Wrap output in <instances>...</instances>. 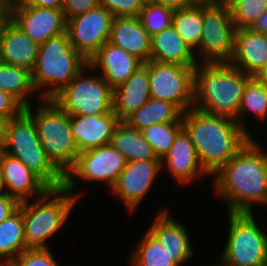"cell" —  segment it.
Masks as SVG:
<instances>
[{
    "label": "cell",
    "instance_id": "cell-45",
    "mask_svg": "<svg viewBox=\"0 0 267 266\" xmlns=\"http://www.w3.org/2000/svg\"><path fill=\"white\" fill-rule=\"evenodd\" d=\"M253 77L267 83V59L265 60L262 68Z\"/></svg>",
    "mask_w": 267,
    "mask_h": 266
},
{
    "label": "cell",
    "instance_id": "cell-8",
    "mask_svg": "<svg viewBox=\"0 0 267 266\" xmlns=\"http://www.w3.org/2000/svg\"><path fill=\"white\" fill-rule=\"evenodd\" d=\"M229 226L221 266H267V233L253 213L227 214Z\"/></svg>",
    "mask_w": 267,
    "mask_h": 266
},
{
    "label": "cell",
    "instance_id": "cell-1",
    "mask_svg": "<svg viewBox=\"0 0 267 266\" xmlns=\"http://www.w3.org/2000/svg\"><path fill=\"white\" fill-rule=\"evenodd\" d=\"M251 138L214 175V191L227 213H253L252 204L267 205V153Z\"/></svg>",
    "mask_w": 267,
    "mask_h": 266
},
{
    "label": "cell",
    "instance_id": "cell-48",
    "mask_svg": "<svg viewBox=\"0 0 267 266\" xmlns=\"http://www.w3.org/2000/svg\"><path fill=\"white\" fill-rule=\"evenodd\" d=\"M4 191V185H3V180H2V173H1V169H0V195L5 194Z\"/></svg>",
    "mask_w": 267,
    "mask_h": 266
},
{
    "label": "cell",
    "instance_id": "cell-25",
    "mask_svg": "<svg viewBox=\"0 0 267 266\" xmlns=\"http://www.w3.org/2000/svg\"><path fill=\"white\" fill-rule=\"evenodd\" d=\"M150 60L186 67H196L198 64L195 53L173 25L151 36Z\"/></svg>",
    "mask_w": 267,
    "mask_h": 266
},
{
    "label": "cell",
    "instance_id": "cell-11",
    "mask_svg": "<svg viewBox=\"0 0 267 266\" xmlns=\"http://www.w3.org/2000/svg\"><path fill=\"white\" fill-rule=\"evenodd\" d=\"M143 66L148 70L151 97L169 101L183 113L193 108L195 67L152 60Z\"/></svg>",
    "mask_w": 267,
    "mask_h": 266
},
{
    "label": "cell",
    "instance_id": "cell-21",
    "mask_svg": "<svg viewBox=\"0 0 267 266\" xmlns=\"http://www.w3.org/2000/svg\"><path fill=\"white\" fill-rule=\"evenodd\" d=\"M267 59V41L261 32L251 28L236 29L230 64L254 76Z\"/></svg>",
    "mask_w": 267,
    "mask_h": 266
},
{
    "label": "cell",
    "instance_id": "cell-17",
    "mask_svg": "<svg viewBox=\"0 0 267 266\" xmlns=\"http://www.w3.org/2000/svg\"><path fill=\"white\" fill-rule=\"evenodd\" d=\"M0 169L4 192L20 203L42 196L49 187L19 159L1 150Z\"/></svg>",
    "mask_w": 267,
    "mask_h": 266
},
{
    "label": "cell",
    "instance_id": "cell-31",
    "mask_svg": "<svg viewBox=\"0 0 267 266\" xmlns=\"http://www.w3.org/2000/svg\"><path fill=\"white\" fill-rule=\"evenodd\" d=\"M250 112L258 119L267 118V83L253 76L247 81L244 88L237 117V123L251 136L241 118Z\"/></svg>",
    "mask_w": 267,
    "mask_h": 266
},
{
    "label": "cell",
    "instance_id": "cell-7",
    "mask_svg": "<svg viewBox=\"0 0 267 266\" xmlns=\"http://www.w3.org/2000/svg\"><path fill=\"white\" fill-rule=\"evenodd\" d=\"M42 101L35 112L31 105L24 107V111L33 119L47 158L66 176L74 167L79 154L72 136L70 115L52 99Z\"/></svg>",
    "mask_w": 267,
    "mask_h": 266
},
{
    "label": "cell",
    "instance_id": "cell-42",
    "mask_svg": "<svg viewBox=\"0 0 267 266\" xmlns=\"http://www.w3.org/2000/svg\"><path fill=\"white\" fill-rule=\"evenodd\" d=\"M12 6L13 2L10 0H0V34L12 21Z\"/></svg>",
    "mask_w": 267,
    "mask_h": 266
},
{
    "label": "cell",
    "instance_id": "cell-26",
    "mask_svg": "<svg viewBox=\"0 0 267 266\" xmlns=\"http://www.w3.org/2000/svg\"><path fill=\"white\" fill-rule=\"evenodd\" d=\"M109 144L118 150L127 162L160 160L142 132L129 127L124 121H120L116 126Z\"/></svg>",
    "mask_w": 267,
    "mask_h": 266
},
{
    "label": "cell",
    "instance_id": "cell-51",
    "mask_svg": "<svg viewBox=\"0 0 267 266\" xmlns=\"http://www.w3.org/2000/svg\"><path fill=\"white\" fill-rule=\"evenodd\" d=\"M10 1L14 3V2H17V1H19V0H10Z\"/></svg>",
    "mask_w": 267,
    "mask_h": 266
},
{
    "label": "cell",
    "instance_id": "cell-5",
    "mask_svg": "<svg viewBox=\"0 0 267 266\" xmlns=\"http://www.w3.org/2000/svg\"><path fill=\"white\" fill-rule=\"evenodd\" d=\"M1 150L19 159L49 188H61L65 176L47 158L33 119L23 110L4 122Z\"/></svg>",
    "mask_w": 267,
    "mask_h": 266
},
{
    "label": "cell",
    "instance_id": "cell-14",
    "mask_svg": "<svg viewBox=\"0 0 267 266\" xmlns=\"http://www.w3.org/2000/svg\"><path fill=\"white\" fill-rule=\"evenodd\" d=\"M161 160L129 161L120 173L111 192L125 209L132 212L139 207L161 171Z\"/></svg>",
    "mask_w": 267,
    "mask_h": 266
},
{
    "label": "cell",
    "instance_id": "cell-38",
    "mask_svg": "<svg viewBox=\"0 0 267 266\" xmlns=\"http://www.w3.org/2000/svg\"><path fill=\"white\" fill-rule=\"evenodd\" d=\"M24 110V106L11 94L0 90V118L6 122L17 117Z\"/></svg>",
    "mask_w": 267,
    "mask_h": 266
},
{
    "label": "cell",
    "instance_id": "cell-44",
    "mask_svg": "<svg viewBox=\"0 0 267 266\" xmlns=\"http://www.w3.org/2000/svg\"><path fill=\"white\" fill-rule=\"evenodd\" d=\"M251 29L263 33L267 41V10L256 20Z\"/></svg>",
    "mask_w": 267,
    "mask_h": 266
},
{
    "label": "cell",
    "instance_id": "cell-30",
    "mask_svg": "<svg viewBox=\"0 0 267 266\" xmlns=\"http://www.w3.org/2000/svg\"><path fill=\"white\" fill-rule=\"evenodd\" d=\"M203 2L192 8L174 10L172 25L190 49L195 52L201 41Z\"/></svg>",
    "mask_w": 267,
    "mask_h": 266
},
{
    "label": "cell",
    "instance_id": "cell-2",
    "mask_svg": "<svg viewBox=\"0 0 267 266\" xmlns=\"http://www.w3.org/2000/svg\"><path fill=\"white\" fill-rule=\"evenodd\" d=\"M181 120L195 146L202 167L210 176L253 138L237 121L212 115L195 107L184 112Z\"/></svg>",
    "mask_w": 267,
    "mask_h": 266
},
{
    "label": "cell",
    "instance_id": "cell-39",
    "mask_svg": "<svg viewBox=\"0 0 267 266\" xmlns=\"http://www.w3.org/2000/svg\"><path fill=\"white\" fill-rule=\"evenodd\" d=\"M99 5V0H64L63 14L66 21Z\"/></svg>",
    "mask_w": 267,
    "mask_h": 266
},
{
    "label": "cell",
    "instance_id": "cell-27",
    "mask_svg": "<svg viewBox=\"0 0 267 266\" xmlns=\"http://www.w3.org/2000/svg\"><path fill=\"white\" fill-rule=\"evenodd\" d=\"M183 112L173 103L151 97L124 122L131 128L142 130L151 124L182 122Z\"/></svg>",
    "mask_w": 267,
    "mask_h": 266
},
{
    "label": "cell",
    "instance_id": "cell-43",
    "mask_svg": "<svg viewBox=\"0 0 267 266\" xmlns=\"http://www.w3.org/2000/svg\"><path fill=\"white\" fill-rule=\"evenodd\" d=\"M156 3L173 10L192 8L200 5L201 0H156Z\"/></svg>",
    "mask_w": 267,
    "mask_h": 266
},
{
    "label": "cell",
    "instance_id": "cell-50",
    "mask_svg": "<svg viewBox=\"0 0 267 266\" xmlns=\"http://www.w3.org/2000/svg\"><path fill=\"white\" fill-rule=\"evenodd\" d=\"M202 2H213V1H216V0H201Z\"/></svg>",
    "mask_w": 267,
    "mask_h": 266
},
{
    "label": "cell",
    "instance_id": "cell-6",
    "mask_svg": "<svg viewBox=\"0 0 267 266\" xmlns=\"http://www.w3.org/2000/svg\"><path fill=\"white\" fill-rule=\"evenodd\" d=\"M76 202L65 186L49 188L32 203L21 202L26 248H50L46 241L67 222Z\"/></svg>",
    "mask_w": 267,
    "mask_h": 266
},
{
    "label": "cell",
    "instance_id": "cell-9",
    "mask_svg": "<svg viewBox=\"0 0 267 266\" xmlns=\"http://www.w3.org/2000/svg\"><path fill=\"white\" fill-rule=\"evenodd\" d=\"M236 27L231 9L224 0L203 2L201 41L195 56L202 63H229L234 50ZM198 55H197V54Z\"/></svg>",
    "mask_w": 267,
    "mask_h": 266
},
{
    "label": "cell",
    "instance_id": "cell-49",
    "mask_svg": "<svg viewBox=\"0 0 267 266\" xmlns=\"http://www.w3.org/2000/svg\"><path fill=\"white\" fill-rule=\"evenodd\" d=\"M3 126H4V121L0 118V143L3 136Z\"/></svg>",
    "mask_w": 267,
    "mask_h": 266
},
{
    "label": "cell",
    "instance_id": "cell-22",
    "mask_svg": "<svg viewBox=\"0 0 267 266\" xmlns=\"http://www.w3.org/2000/svg\"><path fill=\"white\" fill-rule=\"evenodd\" d=\"M108 42L121 47L143 63L150 60L151 36L143 28L139 17H114Z\"/></svg>",
    "mask_w": 267,
    "mask_h": 266
},
{
    "label": "cell",
    "instance_id": "cell-4",
    "mask_svg": "<svg viewBox=\"0 0 267 266\" xmlns=\"http://www.w3.org/2000/svg\"><path fill=\"white\" fill-rule=\"evenodd\" d=\"M87 64L88 61L72 47L67 32L51 37L39 44L36 64L32 70L33 86L40 93L43 90L41 99H52Z\"/></svg>",
    "mask_w": 267,
    "mask_h": 266
},
{
    "label": "cell",
    "instance_id": "cell-32",
    "mask_svg": "<svg viewBox=\"0 0 267 266\" xmlns=\"http://www.w3.org/2000/svg\"><path fill=\"white\" fill-rule=\"evenodd\" d=\"M130 259V266H178L166 248L148 231L137 243Z\"/></svg>",
    "mask_w": 267,
    "mask_h": 266
},
{
    "label": "cell",
    "instance_id": "cell-34",
    "mask_svg": "<svg viewBox=\"0 0 267 266\" xmlns=\"http://www.w3.org/2000/svg\"><path fill=\"white\" fill-rule=\"evenodd\" d=\"M231 9L236 29L251 28L267 10V0H224Z\"/></svg>",
    "mask_w": 267,
    "mask_h": 266
},
{
    "label": "cell",
    "instance_id": "cell-19",
    "mask_svg": "<svg viewBox=\"0 0 267 266\" xmlns=\"http://www.w3.org/2000/svg\"><path fill=\"white\" fill-rule=\"evenodd\" d=\"M120 120L112 111L105 115H73L70 126L78 152L108 145Z\"/></svg>",
    "mask_w": 267,
    "mask_h": 266
},
{
    "label": "cell",
    "instance_id": "cell-23",
    "mask_svg": "<svg viewBox=\"0 0 267 266\" xmlns=\"http://www.w3.org/2000/svg\"><path fill=\"white\" fill-rule=\"evenodd\" d=\"M39 44L11 21L0 34V62L32 70L35 67Z\"/></svg>",
    "mask_w": 267,
    "mask_h": 266
},
{
    "label": "cell",
    "instance_id": "cell-36",
    "mask_svg": "<svg viewBox=\"0 0 267 266\" xmlns=\"http://www.w3.org/2000/svg\"><path fill=\"white\" fill-rule=\"evenodd\" d=\"M15 260L20 266H60L50 248L25 249Z\"/></svg>",
    "mask_w": 267,
    "mask_h": 266
},
{
    "label": "cell",
    "instance_id": "cell-24",
    "mask_svg": "<svg viewBox=\"0 0 267 266\" xmlns=\"http://www.w3.org/2000/svg\"><path fill=\"white\" fill-rule=\"evenodd\" d=\"M150 98L148 70L141 66L124 83L112 89V110L124 121Z\"/></svg>",
    "mask_w": 267,
    "mask_h": 266
},
{
    "label": "cell",
    "instance_id": "cell-16",
    "mask_svg": "<svg viewBox=\"0 0 267 266\" xmlns=\"http://www.w3.org/2000/svg\"><path fill=\"white\" fill-rule=\"evenodd\" d=\"M161 164L162 169L166 166L169 175L182 185L210 176L202 167L195 146L184 128L177 133L170 150L161 159Z\"/></svg>",
    "mask_w": 267,
    "mask_h": 266
},
{
    "label": "cell",
    "instance_id": "cell-33",
    "mask_svg": "<svg viewBox=\"0 0 267 266\" xmlns=\"http://www.w3.org/2000/svg\"><path fill=\"white\" fill-rule=\"evenodd\" d=\"M183 128L182 122L151 124L141 130L145 140L152 146L161 160L170 150L177 133Z\"/></svg>",
    "mask_w": 267,
    "mask_h": 266
},
{
    "label": "cell",
    "instance_id": "cell-35",
    "mask_svg": "<svg viewBox=\"0 0 267 266\" xmlns=\"http://www.w3.org/2000/svg\"><path fill=\"white\" fill-rule=\"evenodd\" d=\"M173 12L171 8L154 3L142 8L139 19L147 33L153 36L172 25Z\"/></svg>",
    "mask_w": 267,
    "mask_h": 266
},
{
    "label": "cell",
    "instance_id": "cell-3",
    "mask_svg": "<svg viewBox=\"0 0 267 266\" xmlns=\"http://www.w3.org/2000/svg\"><path fill=\"white\" fill-rule=\"evenodd\" d=\"M198 64L193 107L237 121L243 91L252 76L230 63Z\"/></svg>",
    "mask_w": 267,
    "mask_h": 266
},
{
    "label": "cell",
    "instance_id": "cell-47",
    "mask_svg": "<svg viewBox=\"0 0 267 266\" xmlns=\"http://www.w3.org/2000/svg\"><path fill=\"white\" fill-rule=\"evenodd\" d=\"M142 7L156 3V0H138Z\"/></svg>",
    "mask_w": 267,
    "mask_h": 266
},
{
    "label": "cell",
    "instance_id": "cell-46",
    "mask_svg": "<svg viewBox=\"0 0 267 266\" xmlns=\"http://www.w3.org/2000/svg\"><path fill=\"white\" fill-rule=\"evenodd\" d=\"M0 266H20L16 260H0Z\"/></svg>",
    "mask_w": 267,
    "mask_h": 266
},
{
    "label": "cell",
    "instance_id": "cell-29",
    "mask_svg": "<svg viewBox=\"0 0 267 266\" xmlns=\"http://www.w3.org/2000/svg\"><path fill=\"white\" fill-rule=\"evenodd\" d=\"M0 90L11 94L24 107L30 106L28 97L36 92L32 83V72L0 62Z\"/></svg>",
    "mask_w": 267,
    "mask_h": 266
},
{
    "label": "cell",
    "instance_id": "cell-28",
    "mask_svg": "<svg viewBox=\"0 0 267 266\" xmlns=\"http://www.w3.org/2000/svg\"><path fill=\"white\" fill-rule=\"evenodd\" d=\"M25 235L22 207L0 223V260H15L24 251Z\"/></svg>",
    "mask_w": 267,
    "mask_h": 266
},
{
    "label": "cell",
    "instance_id": "cell-10",
    "mask_svg": "<svg viewBox=\"0 0 267 266\" xmlns=\"http://www.w3.org/2000/svg\"><path fill=\"white\" fill-rule=\"evenodd\" d=\"M87 64L52 100L70 116L105 115L112 112V88L100 75L88 77Z\"/></svg>",
    "mask_w": 267,
    "mask_h": 266
},
{
    "label": "cell",
    "instance_id": "cell-20",
    "mask_svg": "<svg viewBox=\"0 0 267 266\" xmlns=\"http://www.w3.org/2000/svg\"><path fill=\"white\" fill-rule=\"evenodd\" d=\"M169 252L171 259L181 266L193 257V248L186 227L161 208L147 230Z\"/></svg>",
    "mask_w": 267,
    "mask_h": 266
},
{
    "label": "cell",
    "instance_id": "cell-40",
    "mask_svg": "<svg viewBox=\"0 0 267 266\" xmlns=\"http://www.w3.org/2000/svg\"><path fill=\"white\" fill-rule=\"evenodd\" d=\"M20 206V202L6 193L0 195V223L15 213Z\"/></svg>",
    "mask_w": 267,
    "mask_h": 266
},
{
    "label": "cell",
    "instance_id": "cell-18",
    "mask_svg": "<svg viewBox=\"0 0 267 266\" xmlns=\"http://www.w3.org/2000/svg\"><path fill=\"white\" fill-rule=\"evenodd\" d=\"M90 69L99 73L113 89L124 83L143 62L129 54L121 47L106 42L97 53L88 61Z\"/></svg>",
    "mask_w": 267,
    "mask_h": 266
},
{
    "label": "cell",
    "instance_id": "cell-15",
    "mask_svg": "<svg viewBox=\"0 0 267 266\" xmlns=\"http://www.w3.org/2000/svg\"><path fill=\"white\" fill-rule=\"evenodd\" d=\"M12 21L37 44L66 33L67 21L63 9L12 6Z\"/></svg>",
    "mask_w": 267,
    "mask_h": 266
},
{
    "label": "cell",
    "instance_id": "cell-41",
    "mask_svg": "<svg viewBox=\"0 0 267 266\" xmlns=\"http://www.w3.org/2000/svg\"><path fill=\"white\" fill-rule=\"evenodd\" d=\"M64 0H19L13 6L48 7L62 9Z\"/></svg>",
    "mask_w": 267,
    "mask_h": 266
},
{
    "label": "cell",
    "instance_id": "cell-12",
    "mask_svg": "<svg viewBox=\"0 0 267 266\" xmlns=\"http://www.w3.org/2000/svg\"><path fill=\"white\" fill-rule=\"evenodd\" d=\"M127 164L125 157L110 144L80 152L74 167L66 174L64 186L78 199L74 190L78 180L104 182L109 189L115 185Z\"/></svg>",
    "mask_w": 267,
    "mask_h": 266
},
{
    "label": "cell",
    "instance_id": "cell-13",
    "mask_svg": "<svg viewBox=\"0 0 267 266\" xmlns=\"http://www.w3.org/2000/svg\"><path fill=\"white\" fill-rule=\"evenodd\" d=\"M114 16L98 5L67 20L66 32L72 47L89 61L109 41Z\"/></svg>",
    "mask_w": 267,
    "mask_h": 266
},
{
    "label": "cell",
    "instance_id": "cell-37",
    "mask_svg": "<svg viewBox=\"0 0 267 266\" xmlns=\"http://www.w3.org/2000/svg\"><path fill=\"white\" fill-rule=\"evenodd\" d=\"M99 5L105 7L114 17H139L143 8L138 0H99Z\"/></svg>",
    "mask_w": 267,
    "mask_h": 266
}]
</instances>
